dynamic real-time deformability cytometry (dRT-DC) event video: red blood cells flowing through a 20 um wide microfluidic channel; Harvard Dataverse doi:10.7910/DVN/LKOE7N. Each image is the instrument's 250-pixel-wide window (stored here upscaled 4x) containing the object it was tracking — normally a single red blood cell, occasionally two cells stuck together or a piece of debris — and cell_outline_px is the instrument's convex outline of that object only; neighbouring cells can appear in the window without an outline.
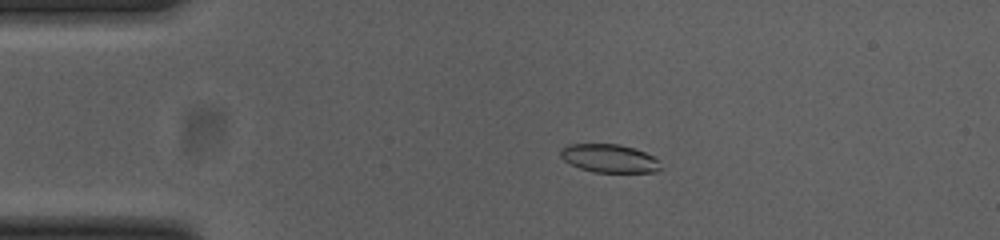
{"species": "common noctule bat (a hibernating species)", "species_latin": "Nyctalus noctula", "temperature_condition": "cold", "stored_images_in_passage": 55, "camera_frame_rate_fps": 3000, "um_per_image_px": 0.085, "animal": {"sex": "female", "body_mass_g": 23.0, "forearm_length_mm": 53.4}, "frame": {"image": 1, "passage_image": 11, "time_ms": 3.333, "image_size_px": [1000, 240], "cell_outline_px": [[660, 168], [656, 172], [596, 172], [580, 168], [564, 160], [560, 156], [560, 152], [568, 144], [620, 144], [644, 152], [652, 156], [656, 160]], "centroid_in_image_um": [51.76, 13.46], "position_along_channel_um": 33.2, "area_um2": 16.13}}
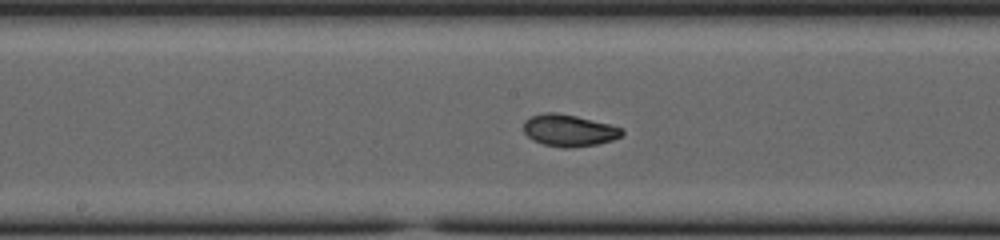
{"frame": {"image": 2, "passage_image": 28, "time_ms": 9.0, "image_size_px": [1000, 240], "cell_outline_px": [[624, 132], [620, 136], [612, 140], [596, 144], [568, 148], [564, 148], [544, 144], [532, 140], [524, 132], [524, 120], [532, 116], [544, 112], [556, 112], [576, 116], [624, 128]], "centroid_in_image_um": [48.34, 11.08], "position_along_channel_um": 199.9, "area_um2": 18.15}}
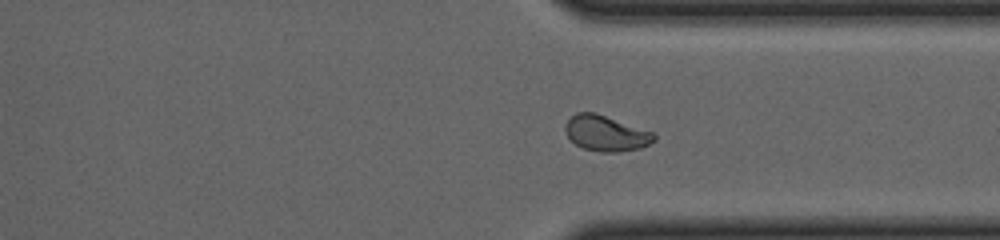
{"frame": {"image": 3, "passage_image": 41, "time_ms": 13.333, "image_size_px": [1000, 240], "cell_outline_px": [[656, 140], [640, 148], [620, 152], [600, 152], [584, 148], [576, 144], [568, 136], [564, 128], [564, 124], [576, 112], [596, 112], [652, 132], [656, 136]], "centroid_in_image_um": [51.5, 11.33], "position_along_channel_um": 359.9, "area_um2": 18.32}, "authors_computed_cell_mechanics": {"area_um2": 17.9758, "velocity_mm_per_s": 3.6946, "shape_relaxation_time_tau1_ms": 6.3082, "shape_relaxation_time_tau2_ms": 1.8502, "deformation_change_tau1": 0.1779, "deformation_change_tau2": 0.0524}}